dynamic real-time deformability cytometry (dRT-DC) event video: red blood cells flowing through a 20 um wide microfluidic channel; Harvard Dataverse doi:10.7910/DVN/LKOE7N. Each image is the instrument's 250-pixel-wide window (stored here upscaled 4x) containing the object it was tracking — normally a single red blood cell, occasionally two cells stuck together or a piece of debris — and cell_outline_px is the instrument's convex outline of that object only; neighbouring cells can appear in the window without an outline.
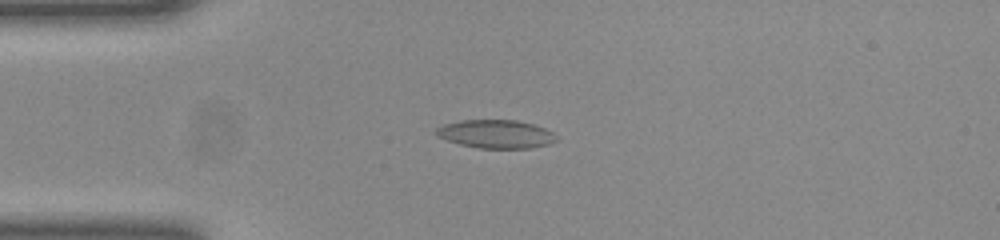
{"species": "common noctule bat (a hibernating species)", "species_latin": "Nyctalus noctula", "temperature_condition": "room temperature", "stored_images_in_passage": 41, "camera_frame_rate_fps": 3000, "um_per_image_px": 0.085, "animal": {"sex": "female", "body_mass_g": 23.0, "forearm_length_mm": 53.4}, "frame": {"image": 1, "passage_image": 11, "time_ms": 3.333, "image_size_px": [1000, 240], "cell_outline_px": [[560, 140], [548, 144], [528, 148], [480, 148], [460, 144], [436, 136], [436, 128], [444, 124], [460, 120], [516, 120], [532, 124], [544, 128], [552, 132]], "centroid_in_image_um": [42.16, 11.39], "position_along_channel_um": 42.8, "area_um2": 19.77}}
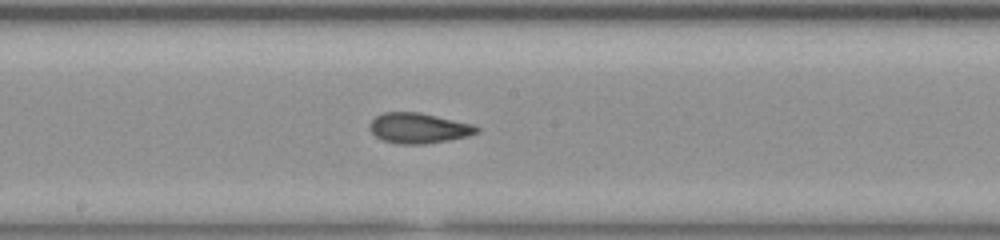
{"frame": {"image": 2, "passage_image": 25, "time_ms": 8.0, "image_size_px": [1000, 240], "cell_outline_px": [[480, 132], [468, 136], [448, 140], [424, 144], [400, 144], [384, 140], [376, 136], [368, 128], [368, 124], [376, 116], [384, 112], [420, 112], [472, 124], [480, 128]], "centroid_in_image_um": [35.58, 10.88], "position_along_channel_um": 212.6, "area_um2": 18.9}}
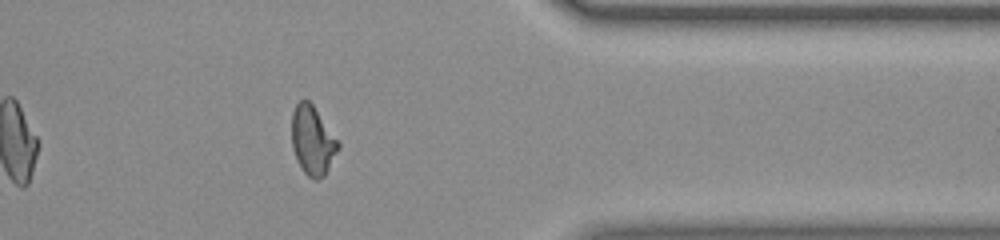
{"frame": {"image": 3, "passage_image": 39, "time_ms": 12.667, "image_size_px": [1000, 240], "cell_outline_px": [[340, 148], [324, 176], [316, 180], [312, 180], [300, 168], [296, 160], [292, 148], [292, 112], [296, 104], [300, 100], [308, 100], [312, 104], [340, 140]], "centroid_in_image_um": [26.58, 11.95], "position_along_channel_um": 384.8, "area_um2": 19.02}, "authors_computed_cell_mechanics": {"area_um2": 19.2474, "velocity_mm_per_s": 4.0573, "shape_relaxation_time_tau1_ms": null, "shape_relaxation_time_tau2_ms": 1.59, "deformation_change_tau1": null, "deformation_change_tau2": 0.0813}}